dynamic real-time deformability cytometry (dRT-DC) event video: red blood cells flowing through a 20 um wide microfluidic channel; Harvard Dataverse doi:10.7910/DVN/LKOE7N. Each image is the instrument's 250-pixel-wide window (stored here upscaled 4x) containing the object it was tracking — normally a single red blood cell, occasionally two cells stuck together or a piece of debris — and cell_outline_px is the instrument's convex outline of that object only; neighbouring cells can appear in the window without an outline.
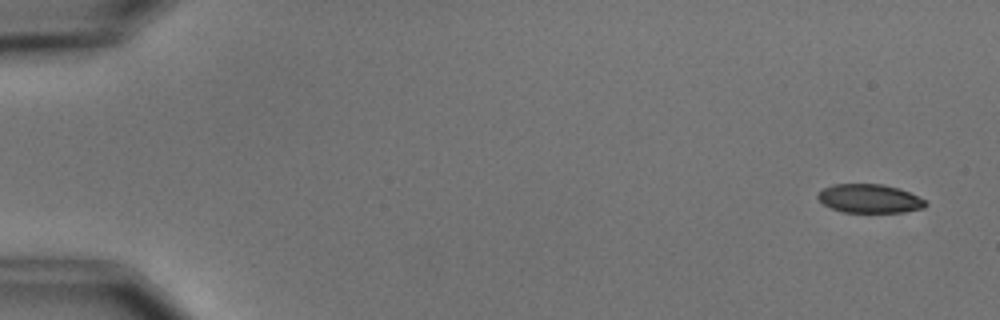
{"species": "common noctule bat (a hibernating species)", "species_latin": "Nyctalus noctula", "temperature_condition": "cold", "stored_images_in_passage": 5, "camera_frame_rate_fps": 3000, "um_per_image_px": 0.085, "animal": {"sex": "male", "body_mass_g": 15.6}, "frame": {"image": 1, "passage_image": 1, "time_ms": 0.0, "image_size_px": [1000, 320], "cell_outline_px": [[928, 204], [924, 208], [904, 212], [844, 212], [832, 208], [824, 204], [816, 196], [824, 188], [832, 184], [880, 184], [896, 188], [908, 192], [924, 200]], "centroid_in_image_um": [73.9, 16.88], "position_along_channel_um": 11.1, "area_um2": 17.74}}
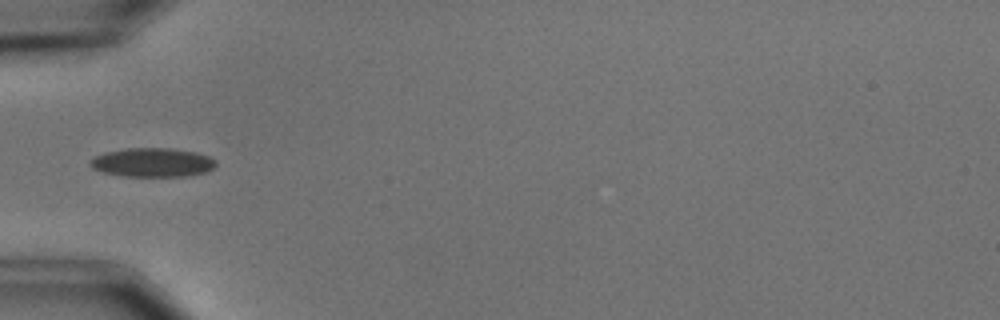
{"frame": {"image": 2, "passage_image": 5, "time_ms": 5.333, "image_size_px": [1000, 320], "cell_outline_px": [[216, 164], [208, 172], [188, 176], [120, 176], [104, 172], [92, 168], [88, 164], [88, 160], [92, 156], [104, 152], [124, 148], [172, 148], [196, 152], [208, 156], [216, 160]], "centroid_in_image_um": [12.91, 13.8], "position_along_channel_um": 72.1, "area_um2": 21.56}}